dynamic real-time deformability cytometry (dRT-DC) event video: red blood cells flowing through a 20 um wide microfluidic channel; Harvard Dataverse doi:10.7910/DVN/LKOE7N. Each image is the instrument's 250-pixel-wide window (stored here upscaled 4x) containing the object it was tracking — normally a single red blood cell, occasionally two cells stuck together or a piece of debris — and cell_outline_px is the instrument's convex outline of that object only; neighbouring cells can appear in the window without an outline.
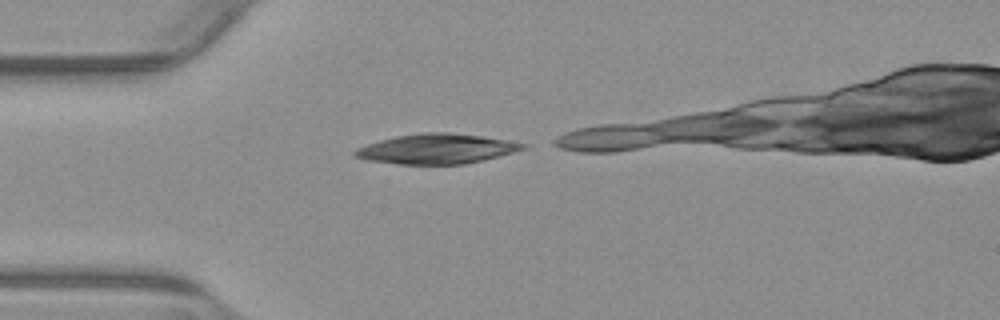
{"species": "common noctule bat (a hibernating species)", "species_latin": "Nyctalus noctula", "temperature_condition": "warm", "stored_images_in_passage": 9, "camera_frame_rate_fps": 3000, "um_per_image_px": 0.085, "animal": {"sex": "male", "body_mass_g": 23.1, "forearm_length_mm": 52.7}, "frame": {"image": 1, "passage_image": 1, "time_ms": 0.0, "image_size_px": [1000, 320], "cell_outline_px": [[528, 144], [524, 148], [512, 152], [464, 164], [400, 164], [368, 160], [356, 156], [352, 152], [356, 148], [380, 140], [396, 136], [424, 132], [448, 132], [480, 136], [508, 140]], "centroid_in_image_um": [37.08, 12.64], "position_along_channel_um": 47.9, "area_um2": 28.78}}